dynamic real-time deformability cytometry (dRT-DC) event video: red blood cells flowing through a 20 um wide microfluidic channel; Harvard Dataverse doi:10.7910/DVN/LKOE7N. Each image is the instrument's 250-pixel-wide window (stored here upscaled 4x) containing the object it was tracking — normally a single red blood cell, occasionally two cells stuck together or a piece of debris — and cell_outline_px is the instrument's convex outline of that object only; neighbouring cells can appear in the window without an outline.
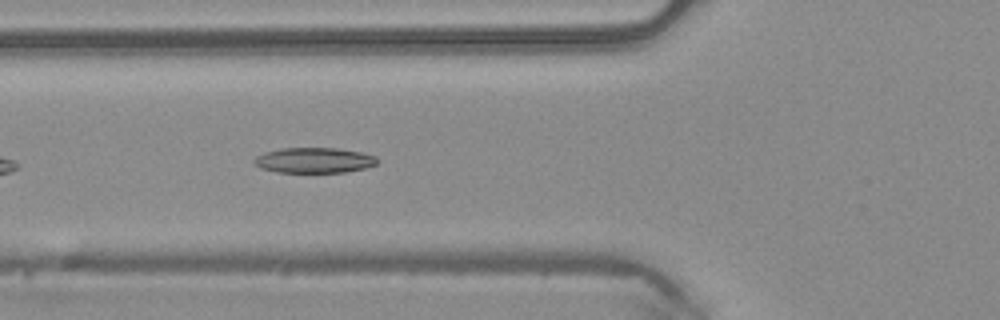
{"species": "common noctule bat (a hibernating species)", "species_latin": "Nyctalus noctula", "temperature_condition": "warm", "stored_images_in_passage": 37, "camera_frame_rate_fps": 3000, "um_per_image_px": 0.085, "animal": {"sex": "male", "body_mass_g": 20.4}, "frame": {"image": 1, "passage_image": 6, "time_ms": 1.667, "image_size_px": [1000, 320], "cell_outline_px": [[380, 160], [376, 164], [364, 168], [344, 172], [276, 172], [260, 168], [252, 160], [256, 156], [264, 152], [280, 148], [336, 148], [360, 152], [376, 156]], "centroid_in_image_um": [26.69, 13.62], "position_along_channel_um": 99.1, "area_um2": 18.21}}
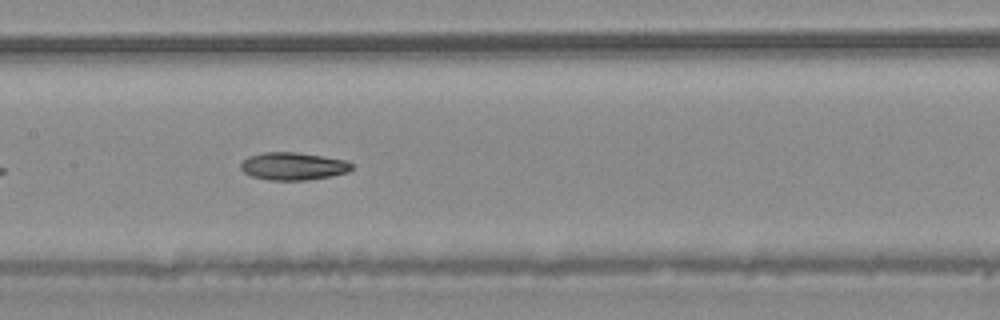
{"frame": {"image": 2, "passage_image": 12, "time_ms": 3.667, "image_size_px": [1000, 320], "cell_outline_px": [[352, 168], [348, 172], [332, 176], [308, 180], [268, 180], [252, 176], [244, 172], [240, 168], [240, 164], [248, 156], [264, 152], [296, 152], [348, 160], [352, 164]], "centroid_in_image_um": [24.93, 14.13], "position_along_channel_um": 182.5, "area_um2": 17.98}}
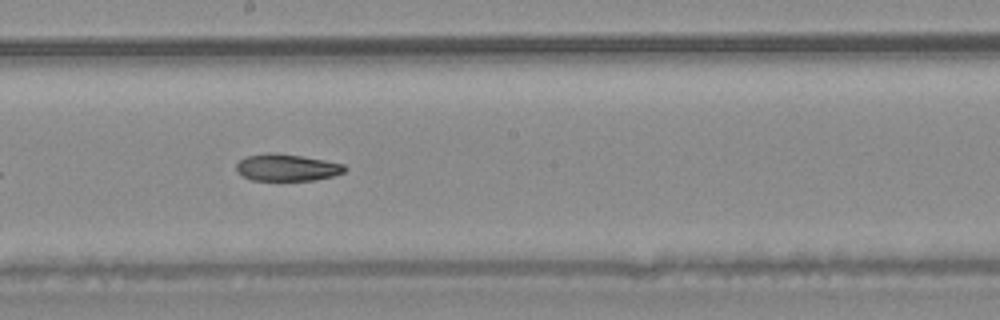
{"frame": {"image": 3, "passage_image": 15, "time_ms": 4.667, "image_size_px": [1000, 320], "cell_outline_px": [[348, 168], [344, 172], [332, 176], [316, 180], [252, 180], [244, 176], [236, 168], [236, 164], [240, 160], [248, 156], [268, 152], [276, 152], [304, 156], [344, 164]], "centroid_in_image_um": [24.42, 14.23], "position_along_channel_um": 223.8, "area_um2": 16.99}, "authors_computed_cell_mechanics": {"area_um2": 18.207, "velocity_mm_per_s": 4.1461, "shape_relaxation_time_tau1_ms": 7.1803, "shape_relaxation_time_tau2_ms": 6.1666, "deformation_change_tau1": 0.1734, "deformation_change_tau2": 0.1382}}